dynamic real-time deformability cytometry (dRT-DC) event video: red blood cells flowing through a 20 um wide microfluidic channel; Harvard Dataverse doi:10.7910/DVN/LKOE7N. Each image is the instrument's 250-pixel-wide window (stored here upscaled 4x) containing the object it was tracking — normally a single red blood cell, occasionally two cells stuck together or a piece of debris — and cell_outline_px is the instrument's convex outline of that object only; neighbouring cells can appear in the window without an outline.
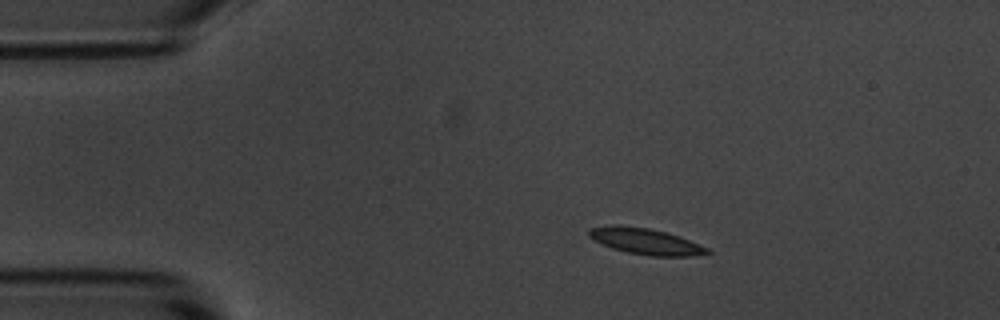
{"species": "common noctule bat (a hibernating species)", "species_latin": "Nyctalus noctula", "temperature_condition": "room temperature", "stored_images_in_passage": 5, "camera_frame_rate_fps": 3000, "um_per_image_px": 0.085, "animal": {"sex": "male", "body_mass_g": 20.1, "forearm_length_mm": 53.5}, "frame": {"image": 1, "passage_image": 1, "time_ms": 0.0, "image_size_px": [1000, 320], "cell_outline_px": [[712, 252], [692, 256], [648, 256], [628, 252], [612, 248], [600, 244], [592, 240], [588, 236], [588, 228], [612, 224], [620, 224], [648, 228], [680, 236], [708, 248]], "centroid_in_image_um": [54.81, 20.5], "position_along_channel_um": 30.2, "area_um2": 18.21}}
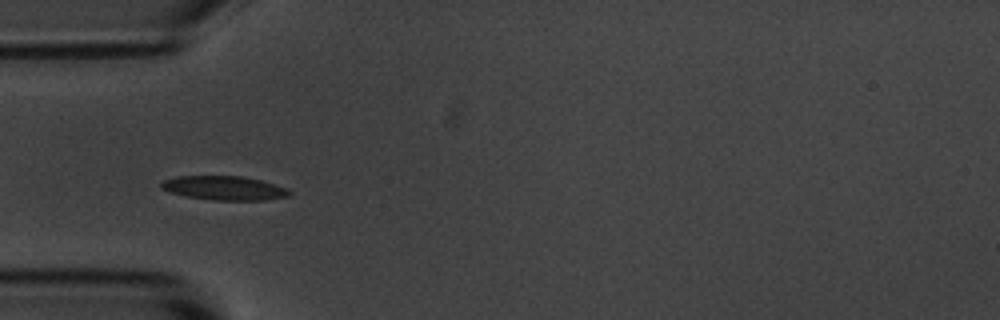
{"frame": {"image": 2, "passage_image": 3, "time_ms": 2.333, "image_size_px": [1000, 320], "cell_outline_px": [[292, 192], [288, 196], [264, 200], [212, 200], [184, 196], [168, 192], [160, 188], [160, 180], [176, 176], [244, 176], [260, 180], [288, 188]], "centroid_in_image_um": [19.0, 15.98], "position_along_channel_um": 66.0, "area_um2": 18.21}}
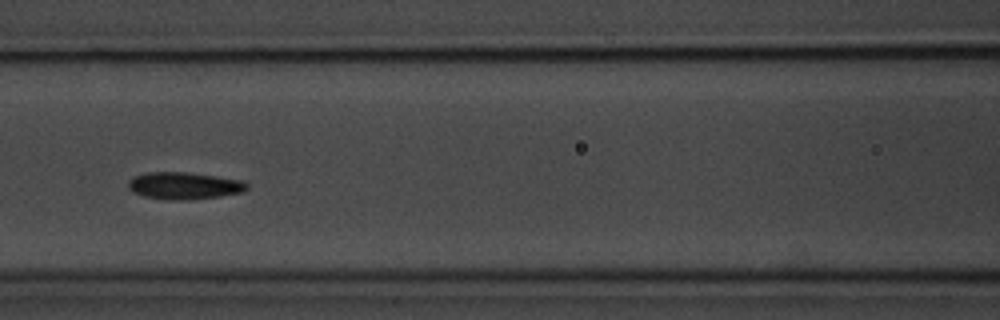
{"frame": {"image": 3, "passage_image": 5, "time_ms": 4.667, "image_size_px": [1000, 320], "cell_outline_px": [[248, 188], [244, 192], [220, 196], [180, 200], [172, 200], [144, 196], [132, 192], [128, 188], [128, 180], [136, 176], [148, 172], [188, 172], [244, 180], [248, 184]], "centroid_in_image_um": [15.68, 15.78], "position_along_channel_um": 150.9, "area_um2": 18.73}}